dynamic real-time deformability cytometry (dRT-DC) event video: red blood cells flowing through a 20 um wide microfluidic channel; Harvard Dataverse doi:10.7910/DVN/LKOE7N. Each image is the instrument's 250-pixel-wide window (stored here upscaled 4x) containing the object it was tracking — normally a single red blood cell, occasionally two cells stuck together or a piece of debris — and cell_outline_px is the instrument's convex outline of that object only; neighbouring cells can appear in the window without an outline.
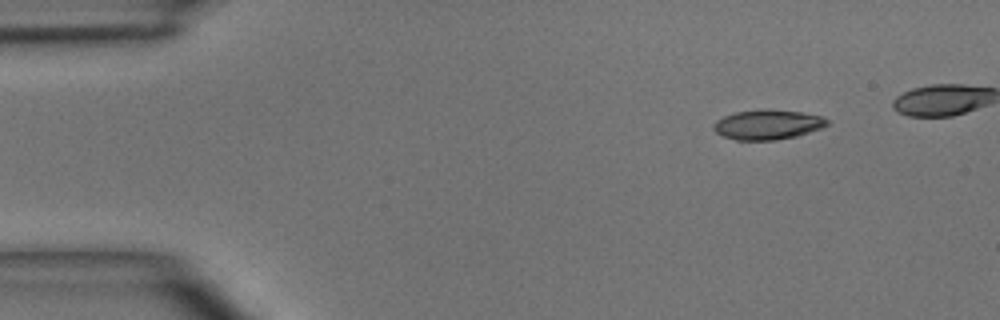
{"species": "common noctule bat (a hibernating species)", "species_latin": "Nyctalus noctula", "temperature_condition": "room temperature", "stored_images_in_passage": 2, "camera_frame_rate_fps": 3000, "um_per_image_px": 0.085, "animal": {"sex": "male", "body_mass_g": 15.6}, "frame": {"image": 1, "passage_image": 1, "time_ms": 0.0, "image_size_px": [1000, 320], "cell_outline_px": [[828, 124], [820, 128], [796, 136], [776, 140], [736, 140], [724, 136], [716, 132], [712, 128], [712, 124], [716, 120], [724, 116], [736, 112], [804, 112], [824, 116], [828, 120]], "centroid_in_image_um": [65.24, 10.63], "position_along_channel_um": 19.8, "area_um2": 18.9}}